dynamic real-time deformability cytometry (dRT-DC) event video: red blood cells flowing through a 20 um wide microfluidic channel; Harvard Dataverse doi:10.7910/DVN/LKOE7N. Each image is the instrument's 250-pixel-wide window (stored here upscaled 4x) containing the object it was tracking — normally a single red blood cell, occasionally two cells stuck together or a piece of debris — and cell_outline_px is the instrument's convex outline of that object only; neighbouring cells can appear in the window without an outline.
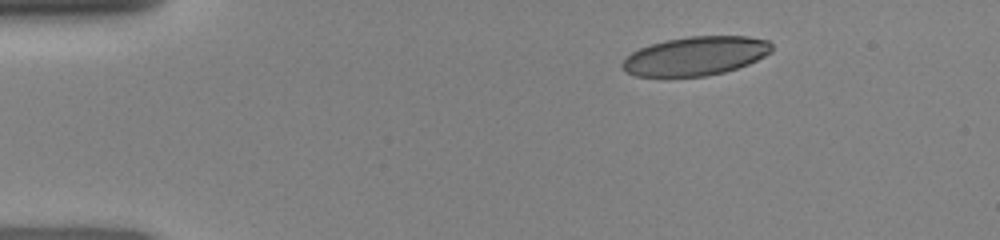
{"species": "human", "species_latin": "Homo sapiens", "temperature_condition": "room temperature", "stored_images_in_passage": 41, "camera_frame_rate_fps": 3000, "um_per_image_px": 0.085, "donor": {"sex": "female"}, "frame": {"image": 1, "passage_image": 1, "time_ms": 0.0, "image_size_px": [1000, 240], "cell_outline_px": [[772, 52], [748, 64], [724, 72], [704, 76], [636, 76], [628, 72], [620, 64], [632, 52], [640, 48], [652, 44], [668, 40], [688, 36], [748, 36], [768, 40], [772, 44]], "centroid_in_image_um": [59.16, 4.75], "position_along_channel_um": 25.8, "area_um2": 33.52}}
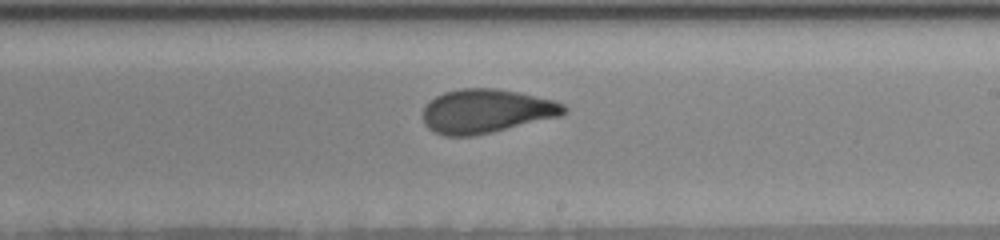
{"frame": {"image": 2, "passage_image": 22, "time_ms": 7.0, "image_size_px": [1000, 240], "cell_outline_px": [[568, 112], [560, 116], [492, 132], [472, 136], [444, 136], [428, 128], [424, 124], [424, 108], [428, 100], [444, 92], [460, 88], [496, 88], [520, 92], [556, 100], [564, 104], [568, 108]], "centroid_in_image_um": [41.36, 9.43], "position_along_channel_um": 247.6, "area_um2": 36.36}}
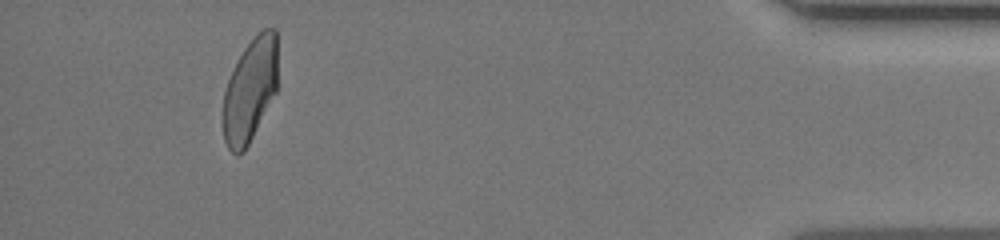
{"frame": {"image": 3, "passage_image": 38, "time_ms": 12.333, "image_size_px": [1000, 240], "cell_outline_px": [[276, 92], [244, 152], [232, 152], [228, 148], [224, 140], [224, 92], [228, 80], [244, 48], [264, 28], [276, 28]], "centroid_in_image_um": [21.26, 7.66], "position_along_channel_um": 413.9, "area_um2": 32.08}}